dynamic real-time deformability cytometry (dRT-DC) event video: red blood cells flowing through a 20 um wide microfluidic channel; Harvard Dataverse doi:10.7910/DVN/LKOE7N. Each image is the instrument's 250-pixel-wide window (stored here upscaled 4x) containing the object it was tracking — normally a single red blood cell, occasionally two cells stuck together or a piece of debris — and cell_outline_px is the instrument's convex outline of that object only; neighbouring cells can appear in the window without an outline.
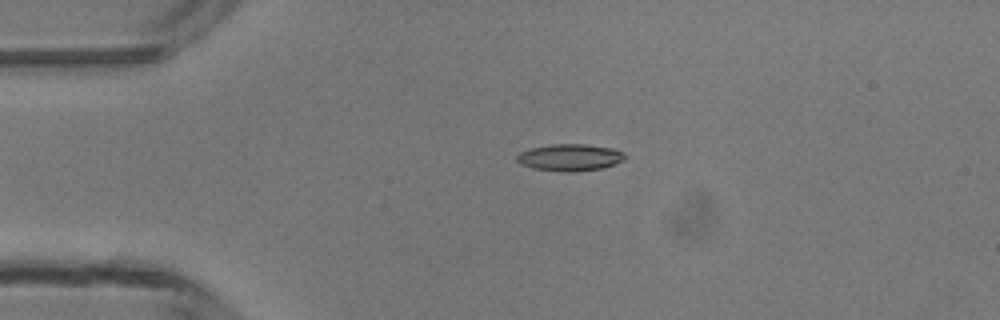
{"species": "common noctule bat (a hibernating species)", "species_latin": "Nyctalus noctula", "temperature_condition": "room temperature", "stored_images_in_passage": 33, "camera_frame_rate_fps": 3000, "um_per_image_px": 0.085, "animal": {"sex": "male", "body_mass_g": 13.3}, "frame": {"image": 1, "passage_image": 1, "time_ms": 0.0, "image_size_px": [1000, 320], "cell_outline_px": [[628, 156], [624, 160], [616, 164], [604, 168], [576, 172], [560, 172], [532, 168], [520, 164], [516, 160], [516, 156], [520, 152], [532, 148], [552, 144], [584, 144], [612, 148], [624, 152]], "centroid_in_image_um": [48.47, 13.4], "position_along_channel_um": 36.5, "area_um2": 17.22}}
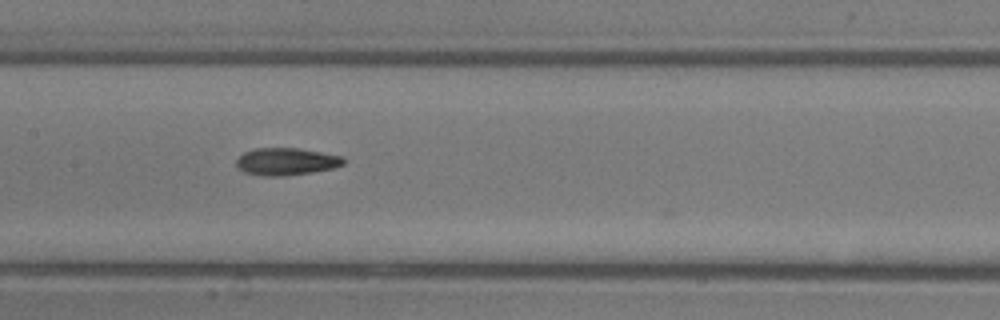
{"frame": {"image": 2, "passage_image": 14, "time_ms": 4.333, "image_size_px": [1000, 320], "cell_outline_px": [[344, 164], [332, 168], [312, 172], [284, 176], [264, 176], [244, 172], [236, 168], [236, 160], [244, 152], [256, 148], [300, 148], [344, 156]], "centroid_in_image_um": [24.32, 13.73], "position_along_channel_um": 183.1, "area_um2": 17.17}}
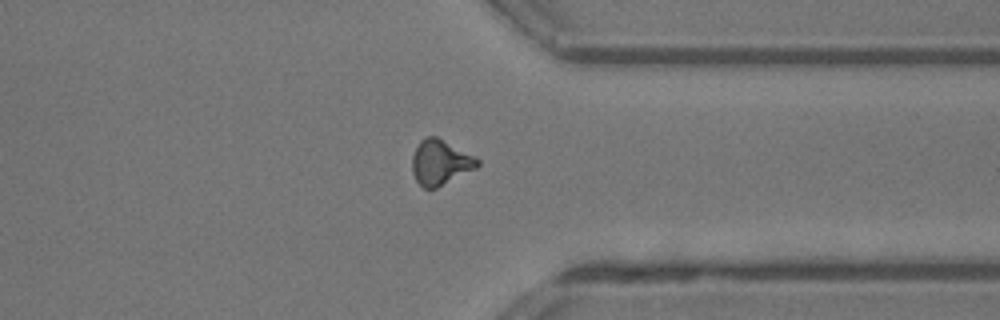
{"frame": {"image": 3, "passage_image": 28, "time_ms": 9.0, "image_size_px": [1000, 320], "cell_outline_px": [[480, 164], [476, 168], [436, 188], [424, 188], [416, 180], [412, 172], [412, 156], [420, 140], [424, 136], [436, 136], [476, 156], [480, 160]], "centroid_in_image_um": [37.43, 13.78], "position_along_channel_um": 374.0, "area_um2": 17.17}, "authors_computed_cell_mechanics": {"area_um2": 16.9932, "velocity_mm_per_s": 4.1758, "shape_relaxation_time_tau1_ms": 3.2747, "shape_relaxation_time_tau2_ms": 4.5876, "deformation_change_tau1": 0.1172, "deformation_change_tau2": 0.1542}}